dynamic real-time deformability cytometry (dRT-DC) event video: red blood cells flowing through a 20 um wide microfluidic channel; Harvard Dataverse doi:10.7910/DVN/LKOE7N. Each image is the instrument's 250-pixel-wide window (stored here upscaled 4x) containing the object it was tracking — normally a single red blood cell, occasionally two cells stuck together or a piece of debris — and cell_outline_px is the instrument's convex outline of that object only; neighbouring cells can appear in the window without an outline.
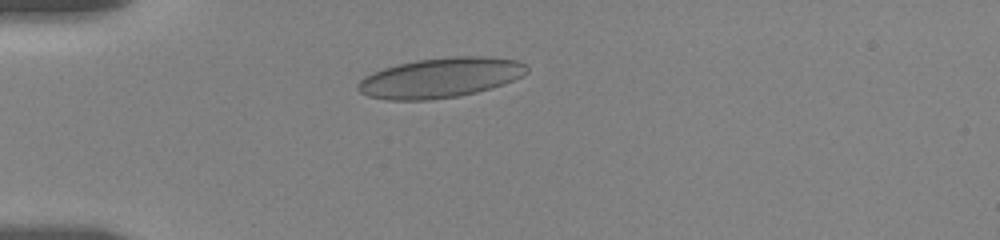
{"species": "human", "species_latin": "Homo sapiens", "temperature_condition": "room temperature", "stored_images_in_passage": 6, "camera_frame_rate_fps": 3000, "um_per_image_px": 0.085, "donor": {"sex": "female"}, "frame": {"image": 1, "passage_image": 1, "time_ms": 0.0, "image_size_px": [1000, 240], "cell_outline_px": [[528, 72], [504, 84], [492, 88], [460, 96], [428, 100], [388, 100], [368, 96], [360, 92], [356, 88], [356, 84], [364, 76], [372, 72], [384, 68], [416, 60], [452, 56], [484, 56], [516, 60], [524, 64], [528, 68]], "centroid_in_image_um": [37.4, 6.61], "position_along_channel_um": 47.6, "area_um2": 39.3}}
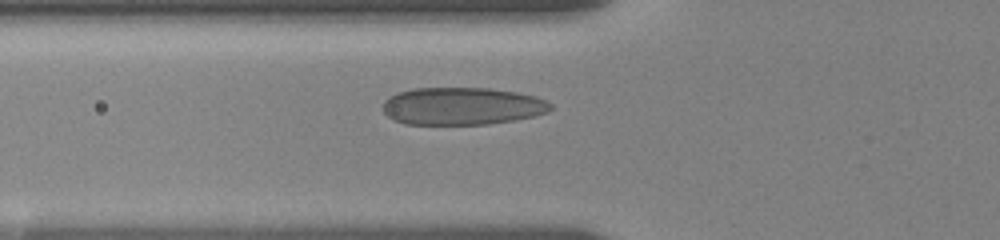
{"frame": {"image": 2, "passage_image": 4, "time_ms": 1.667, "image_size_px": [1000, 240], "cell_outline_px": [[552, 108], [548, 112], [536, 116], [516, 120], [488, 124], [404, 124], [388, 116], [384, 112], [384, 100], [400, 92], [412, 88], [488, 88], [516, 92], [536, 96], [552, 104]], "centroid_in_image_um": [39.32, 9.02], "position_along_channel_um": 86.5, "area_um2": 36.65}}
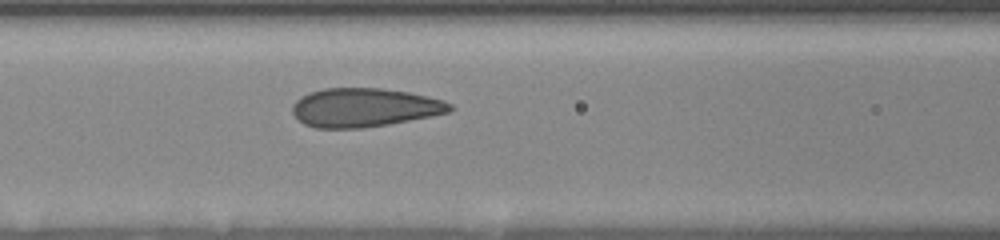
{"frame": {"image": 3, "passage_image": 6, "time_ms": 3.0, "image_size_px": [1000, 240], "cell_outline_px": [[456, 108], [452, 112], [432, 116], [388, 124], [364, 128], [312, 128], [304, 124], [292, 112], [292, 104], [300, 96], [308, 92], [324, 88], [380, 88], [408, 92], [428, 96], [444, 100], [452, 104]], "centroid_in_image_um": [30.99, 9.14], "position_along_channel_um": 135.6, "area_um2": 35.95}}